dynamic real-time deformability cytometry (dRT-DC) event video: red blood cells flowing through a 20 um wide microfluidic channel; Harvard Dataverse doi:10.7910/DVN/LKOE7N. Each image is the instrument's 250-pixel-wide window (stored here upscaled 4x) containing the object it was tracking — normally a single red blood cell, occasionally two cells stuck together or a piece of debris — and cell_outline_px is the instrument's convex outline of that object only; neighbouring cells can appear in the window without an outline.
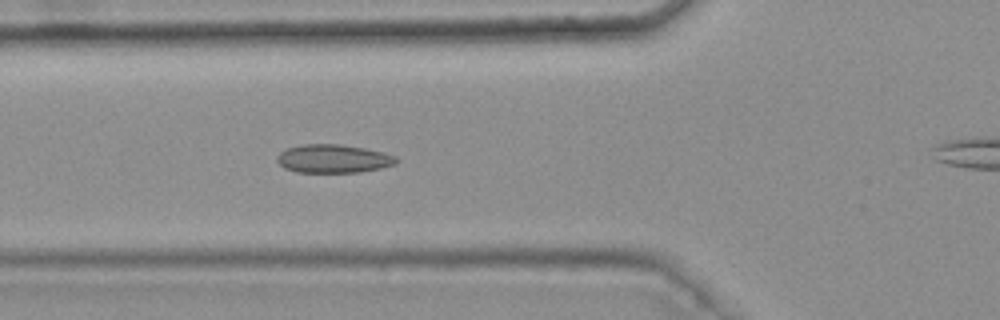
{"species": "common noctule bat (a hibernating species)", "species_latin": "Nyctalus noctula", "temperature_condition": "warm", "stored_images_in_passage": 34, "camera_frame_rate_fps": 3000, "um_per_image_px": 0.085, "animal": {"sex": "female", "body_mass_g": 25.1}, "frame": {"image": 1, "passage_image": 6, "time_ms": 1.667, "image_size_px": [1000, 320], "cell_outline_px": [[400, 160], [396, 164], [380, 168], [360, 172], [296, 172], [284, 168], [276, 160], [276, 156], [280, 152], [288, 148], [300, 144], [340, 144], [364, 148], [384, 152], [396, 156]], "centroid_in_image_um": [28.34, 13.48], "position_along_channel_um": 97.5, "area_um2": 19.88}}
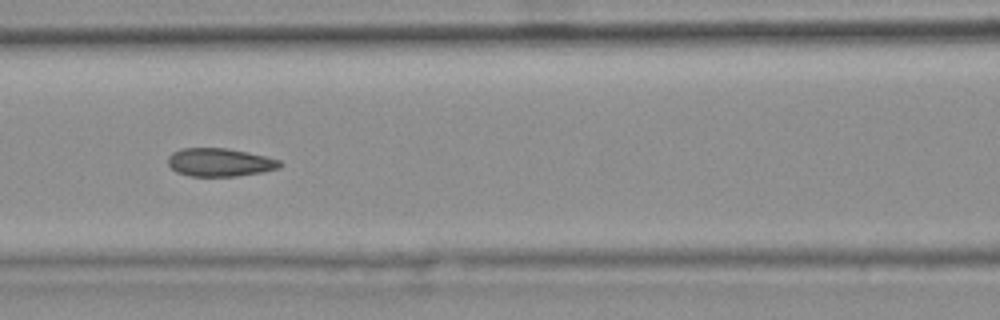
{"frame": {"image": 2, "passage_image": 10, "time_ms": 3.0, "image_size_px": [1000, 320], "cell_outline_px": [[284, 164], [280, 168], [260, 172], [236, 176], [192, 176], [176, 172], [168, 164], [168, 156], [172, 152], [184, 148], [228, 148], [248, 152], [280, 160]], "centroid_in_image_um": [18.69, 13.79], "position_along_channel_um": 147.9, "area_um2": 18.38}, "authors_computed_cell_mechanics": {"area_um2": 18.4671, "velocity_mm_per_s": 3.7695, "shape_relaxation_time_tau1_ms": null, "shape_relaxation_time_tau2_ms": 1.4081, "deformation_change_tau1": null, "deformation_change_tau2": 0.0625}}